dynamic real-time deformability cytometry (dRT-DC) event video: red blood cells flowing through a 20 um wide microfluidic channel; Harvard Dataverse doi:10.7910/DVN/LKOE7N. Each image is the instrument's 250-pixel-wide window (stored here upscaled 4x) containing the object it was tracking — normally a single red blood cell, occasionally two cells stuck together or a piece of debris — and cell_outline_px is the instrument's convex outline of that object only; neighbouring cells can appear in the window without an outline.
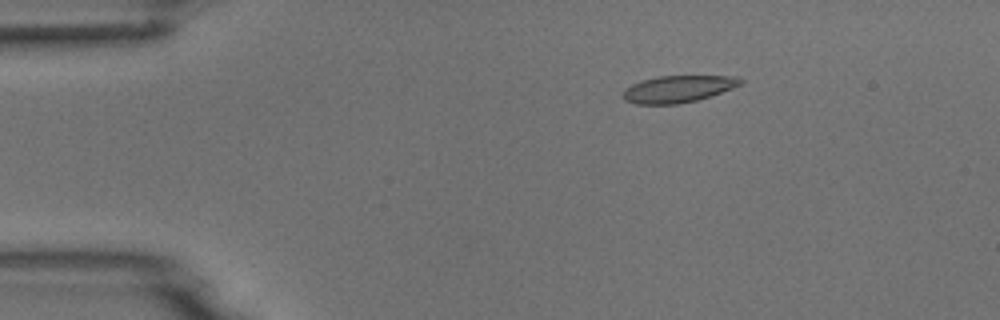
{"species": "common noctule bat (a hibernating species)", "species_latin": "Nyctalus noctula", "temperature_condition": "room temperature", "stored_images_in_passage": 6, "camera_frame_rate_fps": 3000, "um_per_image_px": 0.085, "animal": {"sex": "male", "body_mass_g": 18.8}, "frame": {"image": 1, "passage_image": 3, "time_ms": 2.333, "image_size_px": [1000, 320], "cell_outline_px": [[744, 80], [740, 84], [732, 88], [696, 100], [680, 104], [636, 104], [624, 100], [624, 88], [640, 80], [660, 76], [736, 76]], "centroid_in_image_um": [57.6, 7.56], "position_along_channel_um": 27.4, "area_um2": 18.26}}
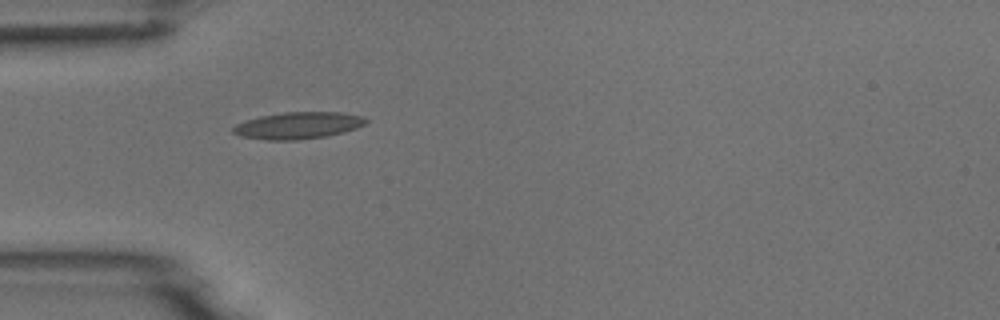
{"frame": {"image": 2, "passage_image": 5, "time_ms": 4.667, "image_size_px": [1000, 320], "cell_outline_px": [[368, 120], [364, 124], [356, 128], [344, 132], [328, 136], [296, 140], [268, 140], [240, 136], [232, 132], [232, 128], [236, 124], [244, 120], [260, 116], [284, 112], [340, 112], [364, 116]], "centroid_in_image_um": [25.33, 10.66], "position_along_channel_um": 59.7, "area_um2": 20.87}}